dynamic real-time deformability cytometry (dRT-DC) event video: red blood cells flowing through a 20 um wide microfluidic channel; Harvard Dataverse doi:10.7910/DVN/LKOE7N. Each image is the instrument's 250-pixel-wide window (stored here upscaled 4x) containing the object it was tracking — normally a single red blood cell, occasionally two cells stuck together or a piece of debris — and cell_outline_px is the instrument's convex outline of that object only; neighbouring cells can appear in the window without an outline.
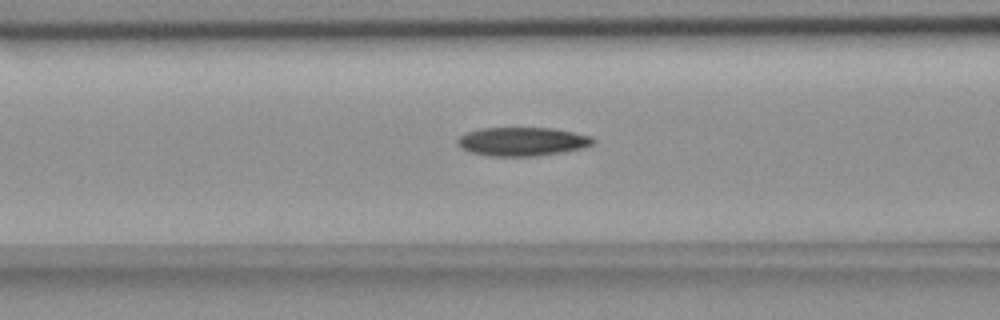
{"species": "common noctule bat (a hibernating species)", "species_latin": "Nyctalus noctula", "temperature_condition": "room temperature", "stored_images_in_passage": 40, "camera_frame_rate_fps": 3000, "um_per_image_px": 0.085, "animal": {"sex": "female", "body_mass_g": 18.4}, "frame": {"image": 1, "passage_image": 17, "time_ms": 5.333, "image_size_px": [1000, 320], "cell_outline_px": [[596, 144], [584, 148], [564, 152], [536, 156], [488, 156], [472, 152], [464, 148], [456, 140], [464, 132], [480, 128], [552, 128], [592, 136], [596, 140]], "centroid_in_image_um": [44.45, 12.03], "position_along_channel_um": 122.1, "area_um2": 22.77}}
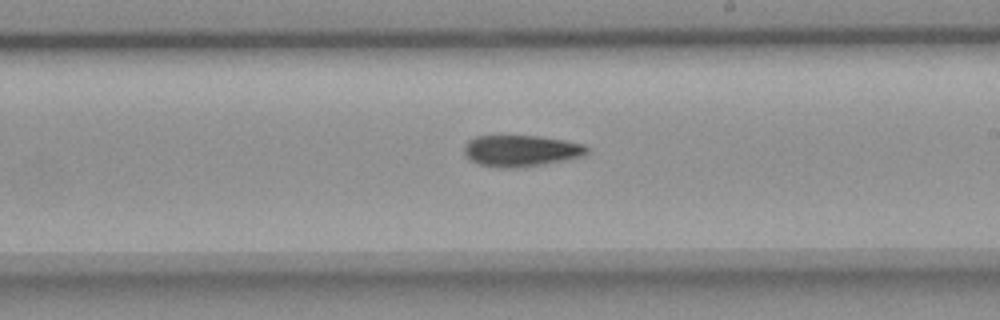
{"frame": {"image": 2, "passage_image": 27, "time_ms": 8.667, "image_size_px": [1000, 320], "cell_outline_px": [[588, 152], [584, 156], [564, 160], [516, 168], [496, 168], [476, 164], [464, 152], [464, 144], [468, 140], [476, 136], [540, 136], [564, 140], [584, 144], [588, 148]], "centroid_in_image_um": [44.27, 12.81], "position_along_channel_um": 244.7, "area_um2": 22.48}}
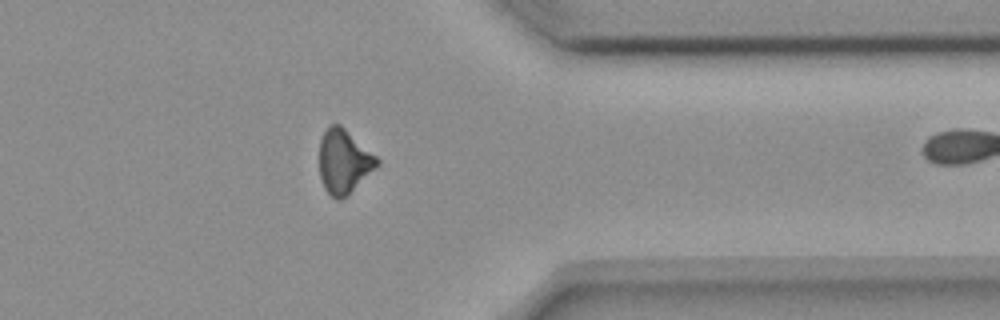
{"frame": {"image": 3, "passage_image": 39, "time_ms": 12.667, "image_size_px": [1000, 320], "cell_outline_px": [[380, 164], [348, 196], [340, 200], [336, 200], [324, 188], [320, 176], [320, 140], [328, 124], [340, 124], [376, 156], [380, 160]], "centroid_in_image_um": [29.23, 13.74], "position_along_channel_um": 382.2, "area_um2": 21.56}}